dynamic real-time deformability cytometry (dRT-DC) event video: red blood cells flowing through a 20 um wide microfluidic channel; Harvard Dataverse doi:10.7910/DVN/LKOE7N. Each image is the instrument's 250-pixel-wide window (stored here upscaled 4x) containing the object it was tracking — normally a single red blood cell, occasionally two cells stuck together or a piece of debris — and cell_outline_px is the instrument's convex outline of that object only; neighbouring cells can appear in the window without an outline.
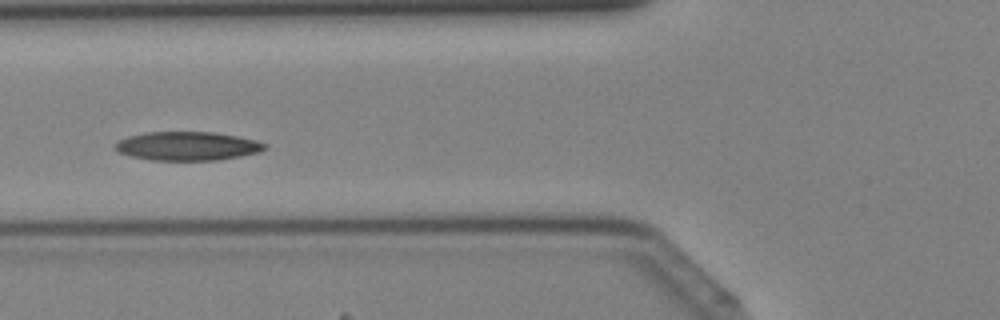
{"species": "Egyptian fruit bat (a non-hibernating species)", "species_latin": "Rousettus aegyptiacus", "temperature_condition": "cold", "stored_images_in_passage": 42, "camera_frame_rate_fps": 3000, "um_per_image_px": 0.085, "animal": {"sex": "female"}, "frame": {"image": 1, "passage_image": 15, "time_ms": 4.667, "image_size_px": [1000, 320], "cell_outline_px": [[268, 144], [260, 152], [220, 160], [148, 160], [132, 156], [120, 152], [112, 148], [120, 140], [128, 136], [148, 132], [212, 132], [236, 136], [256, 140]], "centroid_in_image_um": [15.93, 12.42], "position_along_channel_um": 109.9, "area_um2": 24.97}}
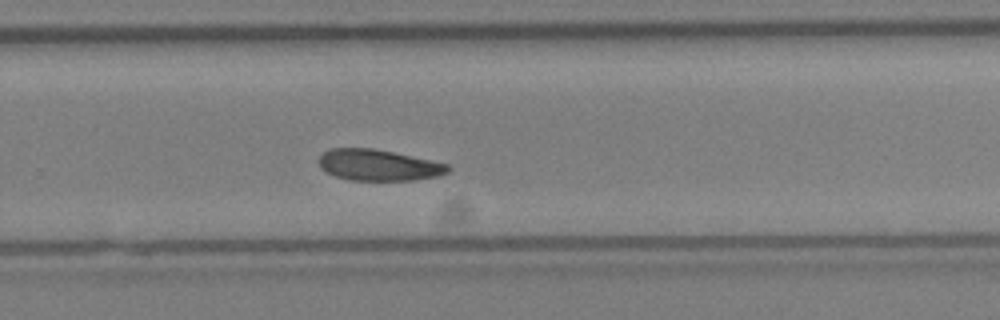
{"frame": {"image": 2, "passage_image": 27, "time_ms": 8.667, "image_size_px": [1000, 320], "cell_outline_px": [[452, 168], [448, 172], [440, 176], [412, 180], [348, 180], [324, 172], [320, 168], [320, 156], [328, 148], [372, 148], [392, 152], [448, 164]], "centroid_in_image_um": [32.16, 14.04], "position_along_channel_um": 297.6, "area_um2": 23.41}}
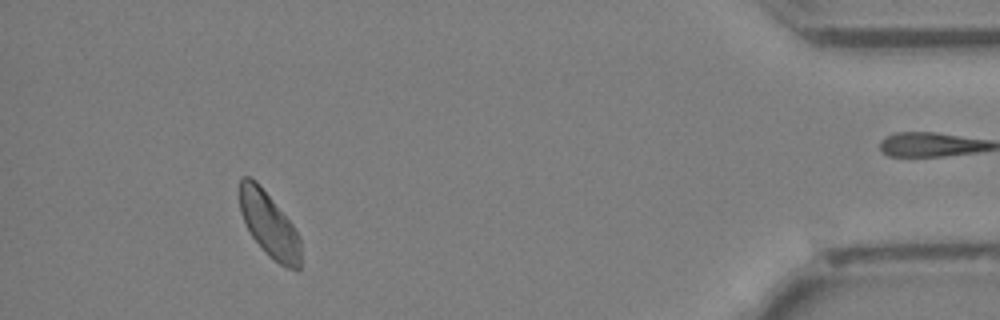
{"frame": {"image": 3, "passage_image": 38, "time_ms": 12.333, "image_size_px": [1000, 320], "cell_outline_px": [[300, 268], [296, 272], [280, 264], [268, 256], [252, 236], [240, 212], [240, 180], [244, 176], [248, 176], [256, 180], [260, 184], [292, 224], [300, 240]], "centroid_in_image_um": [22.88, 19.1], "position_along_channel_um": 412.3, "area_um2": 22.83}}